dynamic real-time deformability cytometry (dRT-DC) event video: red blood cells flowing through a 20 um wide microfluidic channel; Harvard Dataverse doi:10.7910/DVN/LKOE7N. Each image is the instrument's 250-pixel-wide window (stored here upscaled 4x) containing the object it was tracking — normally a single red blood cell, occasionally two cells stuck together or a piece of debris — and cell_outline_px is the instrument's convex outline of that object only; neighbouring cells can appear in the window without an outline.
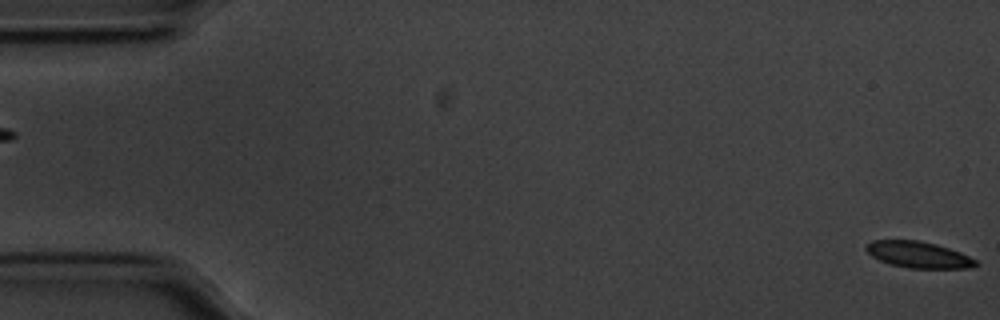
{"species": "common noctule bat (a hibernating species)", "species_latin": "Nyctalus noctula", "temperature_condition": "cold", "stored_images_in_passage": 57, "camera_frame_rate_fps": 3000, "um_per_image_px": 0.085, "animal": {"sex": "male", "body_mass_g": 20.1, "forearm_length_mm": 53.5}, "frame": {"image": 1, "passage_image": 1, "time_ms": 0.0, "image_size_px": [1000, 320], "cell_outline_px": [[980, 264], [968, 268], [908, 268], [892, 264], [880, 260], [872, 256], [864, 248], [872, 240], [920, 240], [936, 244], [960, 252], [976, 260]], "centroid_in_image_um": [78.08, 21.64], "position_along_channel_um": 6.9, "area_um2": 16.7}}
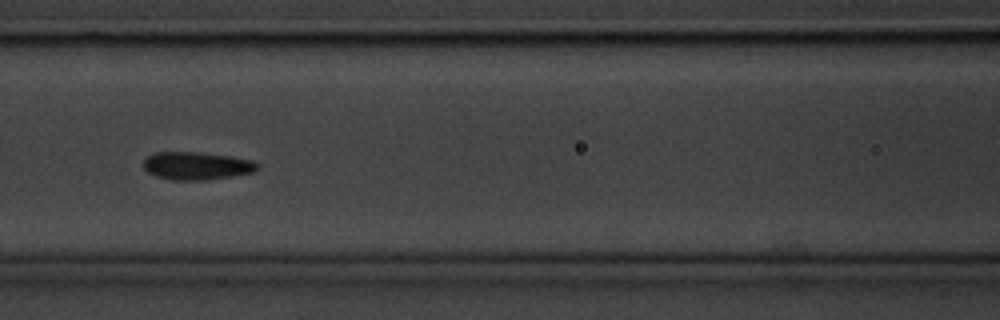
{"frame": {"image": 2, "passage_image": 25, "time_ms": 8.0, "image_size_px": [1000, 320], "cell_outline_px": [[260, 168], [252, 172], [232, 176], [208, 180], [172, 180], [156, 176], [148, 172], [144, 168], [144, 160], [148, 156], [156, 152], [196, 152], [232, 156], [252, 160], [260, 164]], "centroid_in_image_um": [16.75, 14.09], "position_along_channel_um": 149.9, "area_um2": 18.55}}
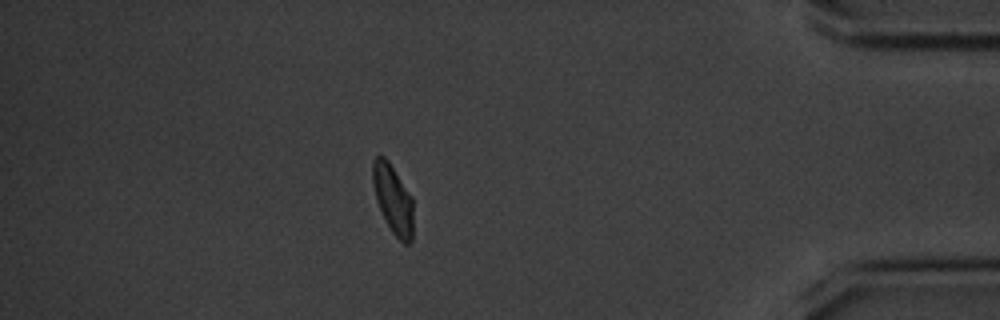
{"frame": {"image": 3, "passage_image": 50, "time_ms": 16.333, "image_size_px": [1000, 320], "cell_outline_px": [[412, 240], [408, 244], [404, 244], [392, 232], [376, 200], [372, 184], [372, 160], [380, 152], [388, 160], [412, 196]], "centroid_in_image_um": [33.38, 16.86], "position_along_channel_um": 401.8, "area_um2": 16.3}, "authors_computed_cell_mechanics": {"area_um2": 17.6868, "velocity_mm_per_s": 3.5295, "shape_relaxation_time_tau1_ms": 2.4903, "shape_relaxation_time_tau2_ms": 2.4925, "deformation_change_tau1": 0.0983, "deformation_change_tau2": 0.0521}}